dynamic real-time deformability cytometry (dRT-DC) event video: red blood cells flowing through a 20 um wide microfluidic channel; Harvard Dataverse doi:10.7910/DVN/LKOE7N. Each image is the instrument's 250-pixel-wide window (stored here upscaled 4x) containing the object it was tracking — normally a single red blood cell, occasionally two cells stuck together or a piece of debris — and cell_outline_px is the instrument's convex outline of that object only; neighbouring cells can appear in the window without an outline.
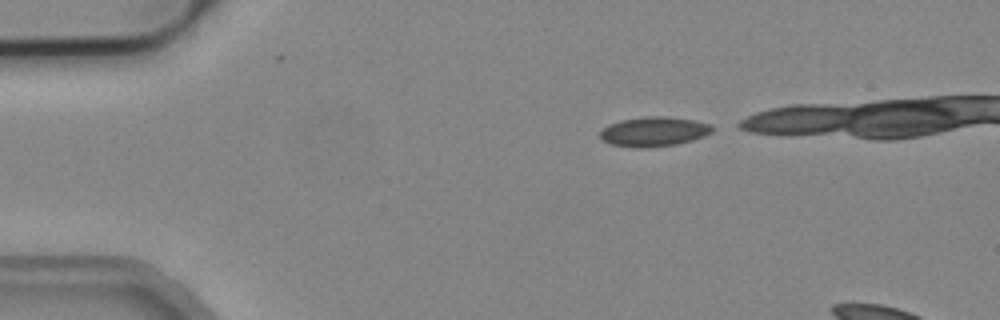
{"species": "common noctule bat (a hibernating species)", "species_latin": "Nyctalus noctula", "temperature_condition": "cold", "stored_images_in_passage": 3, "camera_frame_rate_fps": 3000, "um_per_image_px": 0.085, "animal": {"sex": "male", "body_mass_g": 19.2, "forearm_length_mm": 51.8}, "frame": {"image": 1, "passage_image": 1, "time_ms": 0.0, "image_size_px": [1000, 320], "cell_outline_px": [[716, 128], [712, 132], [704, 136], [692, 140], [676, 144], [648, 148], [636, 148], [612, 144], [604, 140], [600, 136], [600, 132], [608, 124], [620, 120], [648, 116], [664, 116], [692, 120], [712, 124]], "centroid_in_image_um": [55.61, 11.18], "position_along_channel_um": 29.4, "area_um2": 19.36}}